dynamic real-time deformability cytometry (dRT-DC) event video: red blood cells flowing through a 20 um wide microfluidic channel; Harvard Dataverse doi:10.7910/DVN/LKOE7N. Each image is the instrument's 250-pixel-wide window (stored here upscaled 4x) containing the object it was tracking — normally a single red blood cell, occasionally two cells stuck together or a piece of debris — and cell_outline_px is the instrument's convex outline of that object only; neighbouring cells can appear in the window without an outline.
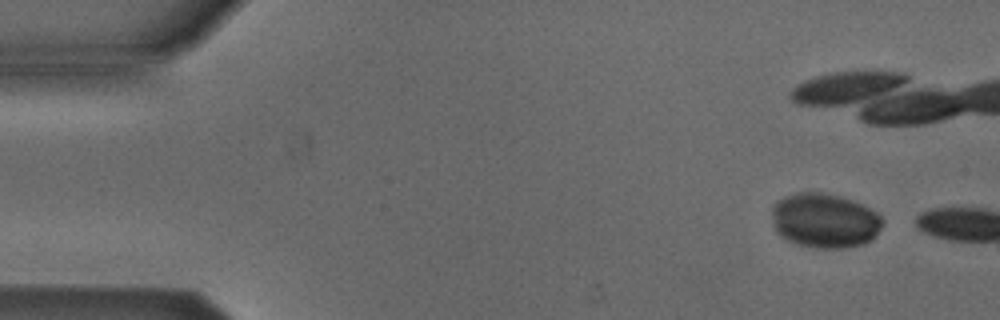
{"species": "Egyptian fruit bat (a non-hibernating species)", "species_latin": "Rousettus aegyptiacus", "temperature_condition": "cold", "stored_images_in_passage": 3, "camera_frame_rate_fps": 3000, "um_per_image_px": 0.085, "animal": {"sex": "male"}, "frame": {"image": 1, "passage_image": 1, "time_ms": 0.0, "image_size_px": [1000, 320], "cell_outline_px": [[884, 224], [872, 240], [864, 244], [844, 248], [812, 248], [792, 244], [780, 236], [776, 232], [772, 212], [772, 208], [776, 200], [784, 196], [796, 192], [820, 192], [840, 196], [852, 200], [876, 212], [884, 220]], "centroid_in_image_um": [70.08, 18.76], "position_along_channel_um": 14.9, "area_um2": 35.66}}